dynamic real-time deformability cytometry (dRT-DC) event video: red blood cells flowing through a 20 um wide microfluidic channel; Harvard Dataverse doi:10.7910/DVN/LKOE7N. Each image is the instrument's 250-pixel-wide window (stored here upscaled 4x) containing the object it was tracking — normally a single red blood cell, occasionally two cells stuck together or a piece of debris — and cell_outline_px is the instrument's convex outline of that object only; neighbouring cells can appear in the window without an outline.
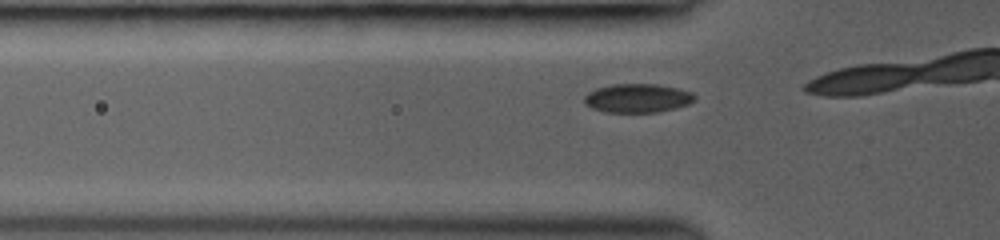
{"species": "common noctule bat (a hibernating species)", "species_latin": "Nyctalus noctula", "temperature_condition": "room temperature", "stored_images_in_passage": 6, "camera_frame_rate_fps": 3000, "um_per_image_px": 0.085, "animal": {"sex": "female", "body_mass_g": 19.0, "forearm_length_mm": 53.3}, "frame": {"image": 1, "passage_image": 5, "time_ms": 1.333, "image_size_px": [1000, 240], "cell_outline_px": [[696, 100], [688, 104], [676, 108], [656, 112], [604, 112], [592, 108], [584, 104], [584, 96], [588, 92], [596, 88], [612, 84], [656, 84], [676, 88], [692, 92], [696, 96]], "centroid_in_image_um": [54.18, 8.34], "position_along_channel_um": 71.6, "area_um2": 18.61}}